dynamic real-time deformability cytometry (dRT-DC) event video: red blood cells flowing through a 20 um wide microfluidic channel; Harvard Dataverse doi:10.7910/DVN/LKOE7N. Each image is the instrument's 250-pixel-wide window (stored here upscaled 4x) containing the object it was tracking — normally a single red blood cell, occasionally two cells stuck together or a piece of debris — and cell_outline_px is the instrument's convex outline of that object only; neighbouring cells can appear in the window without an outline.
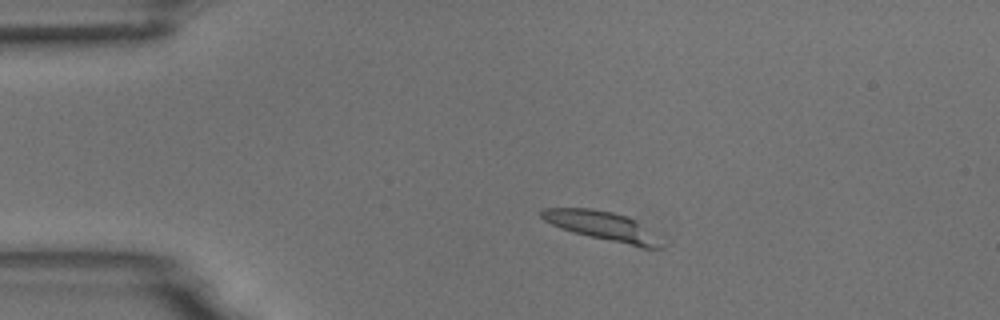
{"species": "common noctule bat (a hibernating species)", "species_latin": "Nyctalus noctula", "temperature_condition": "room temperature", "stored_images_in_passage": 8, "camera_frame_rate_fps": 3000, "um_per_image_px": 0.085, "animal": {"sex": "male", "body_mass_g": 18.8}, "frame": {"image": 1, "passage_image": 4, "time_ms": 1.0, "image_size_px": [1000, 320], "cell_outline_px": [[668, 244], [664, 248], [640, 248], [588, 236], [572, 232], [560, 228], [544, 220], [540, 216], [540, 212], [544, 208], [592, 208], [612, 212], [628, 216], [636, 220]], "centroid_in_image_um": [51.28, 19.23], "position_along_channel_um": 33.7, "area_um2": 20.69}}
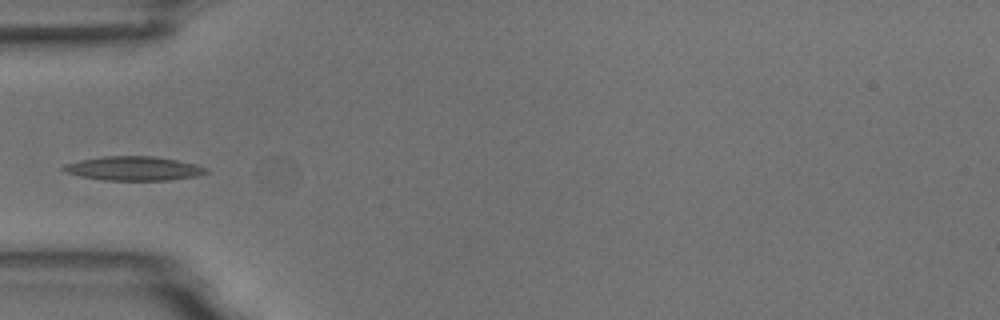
{"frame": {"image": 2, "passage_image": 6, "time_ms": 1.667, "image_size_px": [1000, 320], "cell_outline_px": [[208, 172], [200, 176], [168, 180], [104, 180], [80, 176], [64, 172], [60, 168], [64, 164], [80, 160], [104, 156], [156, 156], [196, 164], [208, 168]], "centroid_in_image_um": [11.37, 14.32], "position_along_channel_um": 73.6, "area_um2": 20.17}}